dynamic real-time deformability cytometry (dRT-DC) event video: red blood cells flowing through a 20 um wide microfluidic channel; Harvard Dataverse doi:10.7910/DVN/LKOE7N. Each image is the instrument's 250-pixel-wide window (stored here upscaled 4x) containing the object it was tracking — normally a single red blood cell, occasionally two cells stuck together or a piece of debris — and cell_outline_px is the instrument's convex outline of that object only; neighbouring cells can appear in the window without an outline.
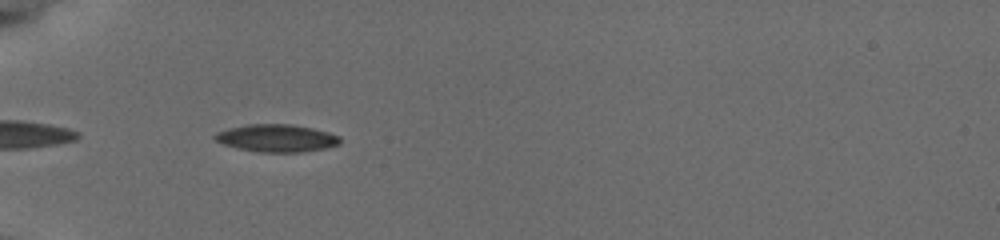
{"species": "common noctule bat (a hibernating species)", "species_latin": "Nyctalus noctula", "temperature_condition": "cold", "stored_images_in_passage": 2, "camera_frame_rate_fps": 3000, "um_per_image_px": 0.085, "animal": {"sex": "female", "body_mass_g": 19.5, "forearm_length_mm": 54.1}, "frame": {"image": 1, "passage_image": 1, "time_ms": 0.0, "image_size_px": [1000, 240], "cell_outline_px": [[340, 144], [324, 148], [300, 152], [260, 152], [236, 148], [224, 144], [216, 140], [212, 136], [216, 132], [228, 128], [244, 124], [292, 124], [312, 128], [328, 132], [340, 136]], "centroid_in_image_um": [23.48, 11.73], "position_along_channel_um": 61.5, "area_um2": 20.11}}